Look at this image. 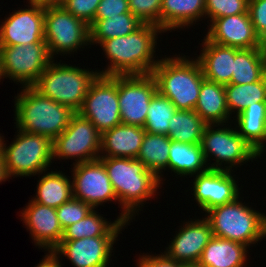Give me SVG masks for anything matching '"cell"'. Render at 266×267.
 Returning a JSON list of instances; mask_svg holds the SVG:
<instances>
[{"instance_id": "32", "label": "cell", "mask_w": 266, "mask_h": 267, "mask_svg": "<svg viewBox=\"0 0 266 267\" xmlns=\"http://www.w3.org/2000/svg\"><path fill=\"white\" fill-rule=\"evenodd\" d=\"M171 139L167 135L145 133L137 160L153 172L160 181L162 170L168 168Z\"/></svg>"}, {"instance_id": "16", "label": "cell", "mask_w": 266, "mask_h": 267, "mask_svg": "<svg viewBox=\"0 0 266 267\" xmlns=\"http://www.w3.org/2000/svg\"><path fill=\"white\" fill-rule=\"evenodd\" d=\"M193 195L203 211L233 202L239 197L238 185L231 170L208 169L196 175Z\"/></svg>"}, {"instance_id": "48", "label": "cell", "mask_w": 266, "mask_h": 267, "mask_svg": "<svg viewBox=\"0 0 266 267\" xmlns=\"http://www.w3.org/2000/svg\"><path fill=\"white\" fill-rule=\"evenodd\" d=\"M3 78L2 77V73H1V64H0V79Z\"/></svg>"}, {"instance_id": "49", "label": "cell", "mask_w": 266, "mask_h": 267, "mask_svg": "<svg viewBox=\"0 0 266 267\" xmlns=\"http://www.w3.org/2000/svg\"><path fill=\"white\" fill-rule=\"evenodd\" d=\"M265 53H266V42L264 43Z\"/></svg>"}, {"instance_id": "26", "label": "cell", "mask_w": 266, "mask_h": 267, "mask_svg": "<svg viewBox=\"0 0 266 267\" xmlns=\"http://www.w3.org/2000/svg\"><path fill=\"white\" fill-rule=\"evenodd\" d=\"M266 75L265 48L239 49L235 47V59L231 82L250 84Z\"/></svg>"}, {"instance_id": "2", "label": "cell", "mask_w": 266, "mask_h": 267, "mask_svg": "<svg viewBox=\"0 0 266 267\" xmlns=\"http://www.w3.org/2000/svg\"><path fill=\"white\" fill-rule=\"evenodd\" d=\"M114 193L122 205L121 221L128 224L141 203L149 200L160 185L159 178L136 158L99 157Z\"/></svg>"}, {"instance_id": "1", "label": "cell", "mask_w": 266, "mask_h": 267, "mask_svg": "<svg viewBox=\"0 0 266 267\" xmlns=\"http://www.w3.org/2000/svg\"><path fill=\"white\" fill-rule=\"evenodd\" d=\"M163 31L153 24H143L135 32L126 36H119L101 41L110 59V66L99 72L102 76L115 75H145L152 73L158 61H154L153 53L157 40V33ZM153 59V60H152Z\"/></svg>"}, {"instance_id": "36", "label": "cell", "mask_w": 266, "mask_h": 267, "mask_svg": "<svg viewBox=\"0 0 266 267\" xmlns=\"http://www.w3.org/2000/svg\"><path fill=\"white\" fill-rule=\"evenodd\" d=\"M249 0H205V16L217 19L248 12Z\"/></svg>"}, {"instance_id": "13", "label": "cell", "mask_w": 266, "mask_h": 267, "mask_svg": "<svg viewBox=\"0 0 266 267\" xmlns=\"http://www.w3.org/2000/svg\"><path fill=\"white\" fill-rule=\"evenodd\" d=\"M157 92L153 75H118L121 123L144 127L148 107Z\"/></svg>"}, {"instance_id": "40", "label": "cell", "mask_w": 266, "mask_h": 267, "mask_svg": "<svg viewBox=\"0 0 266 267\" xmlns=\"http://www.w3.org/2000/svg\"><path fill=\"white\" fill-rule=\"evenodd\" d=\"M248 12L255 32L260 40L266 42V0H249Z\"/></svg>"}, {"instance_id": "6", "label": "cell", "mask_w": 266, "mask_h": 267, "mask_svg": "<svg viewBox=\"0 0 266 267\" xmlns=\"http://www.w3.org/2000/svg\"><path fill=\"white\" fill-rule=\"evenodd\" d=\"M98 75L96 71L51 61L33 87L76 113L83 105L90 84Z\"/></svg>"}, {"instance_id": "43", "label": "cell", "mask_w": 266, "mask_h": 267, "mask_svg": "<svg viewBox=\"0 0 266 267\" xmlns=\"http://www.w3.org/2000/svg\"><path fill=\"white\" fill-rule=\"evenodd\" d=\"M58 259V254L49 250V254L45 255L44 260L42 259L36 267H61Z\"/></svg>"}, {"instance_id": "19", "label": "cell", "mask_w": 266, "mask_h": 267, "mask_svg": "<svg viewBox=\"0 0 266 267\" xmlns=\"http://www.w3.org/2000/svg\"><path fill=\"white\" fill-rule=\"evenodd\" d=\"M212 237L211 224L206 218L186 222L171 241L165 255L178 263L199 262L203 249Z\"/></svg>"}, {"instance_id": "7", "label": "cell", "mask_w": 266, "mask_h": 267, "mask_svg": "<svg viewBox=\"0 0 266 267\" xmlns=\"http://www.w3.org/2000/svg\"><path fill=\"white\" fill-rule=\"evenodd\" d=\"M16 140L6 148L1 141V154L7 176H30L47 169L53 159L52 141L43 135L19 130Z\"/></svg>"}, {"instance_id": "8", "label": "cell", "mask_w": 266, "mask_h": 267, "mask_svg": "<svg viewBox=\"0 0 266 267\" xmlns=\"http://www.w3.org/2000/svg\"><path fill=\"white\" fill-rule=\"evenodd\" d=\"M44 40L52 58L58 53L67 54L84 44L89 45V25L63 6L45 7Z\"/></svg>"}, {"instance_id": "39", "label": "cell", "mask_w": 266, "mask_h": 267, "mask_svg": "<svg viewBox=\"0 0 266 267\" xmlns=\"http://www.w3.org/2000/svg\"><path fill=\"white\" fill-rule=\"evenodd\" d=\"M101 0H64L62 6L75 17L90 25L94 19Z\"/></svg>"}, {"instance_id": "29", "label": "cell", "mask_w": 266, "mask_h": 267, "mask_svg": "<svg viewBox=\"0 0 266 267\" xmlns=\"http://www.w3.org/2000/svg\"><path fill=\"white\" fill-rule=\"evenodd\" d=\"M126 224L127 223L121 221L119 218H117L115 222L109 223L92 209V211L82 220L65 228L61 240H77L85 237L99 236H118L119 232Z\"/></svg>"}, {"instance_id": "25", "label": "cell", "mask_w": 266, "mask_h": 267, "mask_svg": "<svg viewBox=\"0 0 266 267\" xmlns=\"http://www.w3.org/2000/svg\"><path fill=\"white\" fill-rule=\"evenodd\" d=\"M205 15V0H162L160 28L163 32L189 26Z\"/></svg>"}, {"instance_id": "15", "label": "cell", "mask_w": 266, "mask_h": 267, "mask_svg": "<svg viewBox=\"0 0 266 267\" xmlns=\"http://www.w3.org/2000/svg\"><path fill=\"white\" fill-rule=\"evenodd\" d=\"M11 14L0 27V46L46 43L44 40V7L30 4Z\"/></svg>"}, {"instance_id": "20", "label": "cell", "mask_w": 266, "mask_h": 267, "mask_svg": "<svg viewBox=\"0 0 266 267\" xmlns=\"http://www.w3.org/2000/svg\"><path fill=\"white\" fill-rule=\"evenodd\" d=\"M21 213L36 245L53 251L61 243L63 228L55 208L31 200Z\"/></svg>"}, {"instance_id": "10", "label": "cell", "mask_w": 266, "mask_h": 267, "mask_svg": "<svg viewBox=\"0 0 266 267\" xmlns=\"http://www.w3.org/2000/svg\"><path fill=\"white\" fill-rule=\"evenodd\" d=\"M52 57L46 43L0 46L1 73L26 86H33Z\"/></svg>"}, {"instance_id": "12", "label": "cell", "mask_w": 266, "mask_h": 267, "mask_svg": "<svg viewBox=\"0 0 266 267\" xmlns=\"http://www.w3.org/2000/svg\"><path fill=\"white\" fill-rule=\"evenodd\" d=\"M217 124H207L201 139V147L205 161L210 156H215V162L207 166L209 169L223 170L221 166L225 161V164H230L224 168L229 170L232 166L244 163L250 159L257 158L259 154L254 148L238 133L231 128H218L214 130ZM216 166H215V165ZM220 165V166H218ZM222 167V168H221Z\"/></svg>"}, {"instance_id": "46", "label": "cell", "mask_w": 266, "mask_h": 267, "mask_svg": "<svg viewBox=\"0 0 266 267\" xmlns=\"http://www.w3.org/2000/svg\"><path fill=\"white\" fill-rule=\"evenodd\" d=\"M179 267H201L198 262L196 263H179Z\"/></svg>"}, {"instance_id": "38", "label": "cell", "mask_w": 266, "mask_h": 267, "mask_svg": "<svg viewBox=\"0 0 266 267\" xmlns=\"http://www.w3.org/2000/svg\"><path fill=\"white\" fill-rule=\"evenodd\" d=\"M130 12L144 24L160 27L162 0H128Z\"/></svg>"}, {"instance_id": "41", "label": "cell", "mask_w": 266, "mask_h": 267, "mask_svg": "<svg viewBox=\"0 0 266 267\" xmlns=\"http://www.w3.org/2000/svg\"><path fill=\"white\" fill-rule=\"evenodd\" d=\"M130 12L128 0H101L95 19H107Z\"/></svg>"}, {"instance_id": "34", "label": "cell", "mask_w": 266, "mask_h": 267, "mask_svg": "<svg viewBox=\"0 0 266 267\" xmlns=\"http://www.w3.org/2000/svg\"><path fill=\"white\" fill-rule=\"evenodd\" d=\"M225 95L229 114L237 110L238 115L248 106L266 102V75L250 84H226Z\"/></svg>"}, {"instance_id": "45", "label": "cell", "mask_w": 266, "mask_h": 267, "mask_svg": "<svg viewBox=\"0 0 266 267\" xmlns=\"http://www.w3.org/2000/svg\"><path fill=\"white\" fill-rule=\"evenodd\" d=\"M9 178L6 174L5 166H4V159L2 154H0V182L6 181Z\"/></svg>"}, {"instance_id": "30", "label": "cell", "mask_w": 266, "mask_h": 267, "mask_svg": "<svg viewBox=\"0 0 266 267\" xmlns=\"http://www.w3.org/2000/svg\"><path fill=\"white\" fill-rule=\"evenodd\" d=\"M61 172H47L37 184L33 202L58 208L73 197L72 182Z\"/></svg>"}, {"instance_id": "44", "label": "cell", "mask_w": 266, "mask_h": 267, "mask_svg": "<svg viewBox=\"0 0 266 267\" xmlns=\"http://www.w3.org/2000/svg\"><path fill=\"white\" fill-rule=\"evenodd\" d=\"M64 0H29L30 4L38 5L41 7L49 6H62Z\"/></svg>"}, {"instance_id": "21", "label": "cell", "mask_w": 266, "mask_h": 267, "mask_svg": "<svg viewBox=\"0 0 266 267\" xmlns=\"http://www.w3.org/2000/svg\"><path fill=\"white\" fill-rule=\"evenodd\" d=\"M145 133L144 127L122 123L104 131L100 151L106 155L100 157L137 158Z\"/></svg>"}, {"instance_id": "31", "label": "cell", "mask_w": 266, "mask_h": 267, "mask_svg": "<svg viewBox=\"0 0 266 267\" xmlns=\"http://www.w3.org/2000/svg\"><path fill=\"white\" fill-rule=\"evenodd\" d=\"M144 23L136 18L131 12L118 14L107 19H94L89 25L90 45L101 41L126 36L135 32Z\"/></svg>"}, {"instance_id": "24", "label": "cell", "mask_w": 266, "mask_h": 267, "mask_svg": "<svg viewBox=\"0 0 266 267\" xmlns=\"http://www.w3.org/2000/svg\"><path fill=\"white\" fill-rule=\"evenodd\" d=\"M246 249L242 243L213 236L198 263L201 267H244Z\"/></svg>"}, {"instance_id": "47", "label": "cell", "mask_w": 266, "mask_h": 267, "mask_svg": "<svg viewBox=\"0 0 266 267\" xmlns=\"http://www.w3.org/2000/svg\"><path fill=\"white\" fill-rule=\"evenodd\" d=\"M1 141H2V137L0 136V154H1Z\"/></svg>"}, {"instance_id": "42", "label": "cell", "mask_w": 266, "mask_h": 267, "mask_svg": "<svg viewBox=\"0 0 266 267\" xmlns=\"http://www.w3.org/2000/svg\"><path fill=\"white\" fill-rule=\"evenodd\" d=\"M137 264L138 267H179L178 262L169 259L163 253L159 256L143 255Z\"/></svg>"}, {"instance_id": "18", "label": "cell", "mask_w": 266, "mask_h": 267, "mask_svg": "<svg viewBox=\"0 0 266 267\" xmlns=\"http://www.w3.org/2000/svg\"><path fill=\"white\" fill-rule=\"evenodd\" d=\"M117 237L99 236L61 240L53 251L68 257L75 267H107Z\"/></svg>"}, {"instance_id": "37", "label": "cell", "mask_w": 266, "mask_h": 267, "mask_svg": "<svg viewBox=\"0 0 266 267\" xmlns=\"http://www.w3.org/2000/svg\"><path fill=\"white\" fill-rule=\"evenodd\" d=\"M92 207L85 202L72 197L69 201L56 208L57 217L63 230L82 220L91 211Z\"/></svg>"}, {"instance_id": "23", "label": "cell", "mask_w": 266, "mask_h": 267, "mask_svg": "<svg viewBox=\"0 0 266 267\" xmlns=\"http://www.w3.org/2000/svg\"><path fill=\"white\" fill-rule=\"evenodd\" d=\"M194 111L206 124L224 125L230 117L225 85L204 79ZM227 121V122H226Z\"/></svg>"}, {"instance_id": "22", "label": "cell", "mask_w": 266, "mask_h": 267, "mask_svg": "<svg viewBox=\"0 0 266 267\" xmlns=\"http://www.w3.org/2000/svg\"><path fill=\"white\" fill-rule=\"evenodd\" d=\"M202 53L197 58L205 79L229 84L235 59V47L223 46L204 38Z\"/></svg>"}, {"instance_id": "4", "label": "cell", "mask_w": 266, "mask_h": 267, "mask_svg": "<svg viewBox=\"0 0 266 267\" xmlns=\"http://www.w3.org/2000/svg\"><path fill=\"white\" fill-rule=\"evenodd\" d=\"M151 74L156 80L157 91L177 110H194L205 79L197 59L191 61L182 56L162 58Z\"/></svg>"}, {"instance_id": "33", "label": "cell", "mask_w": 266, "mask_h": 267, "mask_svg": "<svg viewBox=\"0 0 266 267\" xmlns=\"http://www.w3.org/2000/svg\"><path fill=\"white\" fill-rule=\"evenodd\" d=\"M207 124L194 110H177L169 120L167 136L181 143H201Z\"/></svg>"}, {"instance_id": "3", "label": "cell", "mask_w": 266, "mask_h": 267, "mask_svg": "<svg viewBox=\"0 0 266 267\" xmlns=\"http://www.w3.org/2000/svg\"><path fill=\"white\" fill-rule=\"evenodd\" d=\"M15 100L18 130L43 135L53 141L68 126L75 113L68 106L42 95L33 86H24Z\"/></svg>"}, {"instance_id": "11", "label": "cell", "mask_w": 266, "mask_h": 267, "mask_svg": "<svg viewBox=\"0 0 266 267\" xmlns=\"http://www.w3.org/2000/svg\"><path fill=\"white\" fill-rule=\"evenodd\" d=\"M78 113L90 120L101 134L121 124L118 75H98L90 84Z\"/></svg>"}, {"instance_id": "28", "label": "cell", "mask_w": 266, "mask_h": 267, "mask_svg": "<svg viewBox=\"0 0 266 267\" xmlns=\"http://www.w3.org/2000/svg\"><path fill=\"white\" fill-rule=\"evenodd\" d=\"M206 161L201 144L181 143L171 141L169 149L168 168L181 176L194 175L206 172ZM203 168V170H202Z\"/></svg>"}, {"instance_id": "9", "label": "cell", "mask_w": 266, "mask_h": 267, "mask_svg": "<svg viewBox=\"0 0 266 267\" xmlns=\"http://www.w3.org/2000/svg\"><path fill=\"white\" fill-rule=\"evenodd\" d=\"M53 158L76 157L74 165L98 160L101 156V133L88 119L74 113L67 128L52 141Z\"/></svg>"}, {"instance_id": "5", "label": "cell", "mask_w": 266, "mask_h": 267, "mask_svg": "<svg viewBox=\"0 0 266 267\" xmlns=\"http://www.w3.org/2000/svg\"><path fill=\"white\" fill-rule=\"evenodd\" d=\"M208 210L213 236L249 245L266 237V216L238 201Z\"/></svg>"}, {"instance_id": "17", "label": "cell", "mask_w": 266, "mask_h": 267, "mask_svg": "<svg viewBox=\"0 0 266 267\" xmlns=\"http://www.w3.org/2000/svg\"><path fill=\"white\" fill-rule=\"evenodd\" d=\"M206 39L223 46L239 49L264 48L255 32L249 12L210 20Z\"/></svg>"}, {"instance_id": "14", "label": "cell", "mask_w": 266, "mask_h": 267, "mask_svg": "<svg viewBox=\"0 0 266 267\" xmlns=\"http://www.w3.org/2000/svg\"><path fill=\"white\" fill-rule=\"evenodd\" d=\"M73 197L93 209L103 202L117 200L104 164L98 159L74 165Z\"/></svg>"}, {"instance_id": "35", "label": "cell", "mask_w": 266, "mask_h": 267, "mask_svg": "<svg viewBox=\"0 0 266 267\" xmlns=\"http://www.w3.org/2000/svg\"><path fill=\"white\" fill-rule=\"evenodd\" d=\"M177 111L176 106L158 91L154 94L148 107L144 130L151 134L167 135L169 120Z\"/></svg>"}, {"instance_id": "27", "label": "cell", "mask_w": 266, "mask_h": 267, "mask_svg": "<svg viewBox=\"0 0 266 267\" xmlns=\"http://www.w3.org/2000/svg\"><path fill=\"white\" fill-rule=\"evenodd\" d=\"M237 116L238 133L261 156L266 141V102L246 107Z\"/></svg>"}]
</instances>
